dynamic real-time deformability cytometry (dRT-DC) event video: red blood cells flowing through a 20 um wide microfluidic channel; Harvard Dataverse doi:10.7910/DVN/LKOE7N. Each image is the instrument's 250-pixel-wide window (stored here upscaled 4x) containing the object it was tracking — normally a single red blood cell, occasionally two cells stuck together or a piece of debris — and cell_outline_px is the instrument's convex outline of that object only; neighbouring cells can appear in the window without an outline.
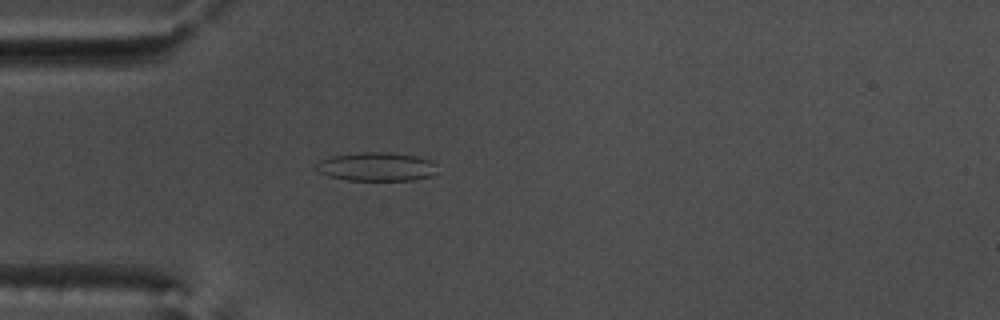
{"species": "common noctule bat (a hibernating species)", "species_latin": "Nyctalus noctula", "temperature_condition": "warm", "stored_images_in_passage": 52, "camera_frame_rate_fps": 3000, "um_per_image_px": 0.085, "animal": {"sex": "male", "body_mass_g": 17.5, "forearm_length_mm": 52.3}, "frame": {"image": 1, "passage_image": 14, "time_ms": 4.333, "image_size_px": [1000, 320], "cell_outline_px": [[436, 164], [432, 176], [412, 180], [344, 180], [328, 176], [316, 172], [316, 164], [320, 160], [332, 156], [360, 152], [388, 152], [416, 156], [432, 160]], "centroid_in_image_um": [31.97, 14.17], "position_along_channel_um": 53.0, "area_um2": 20.35}}
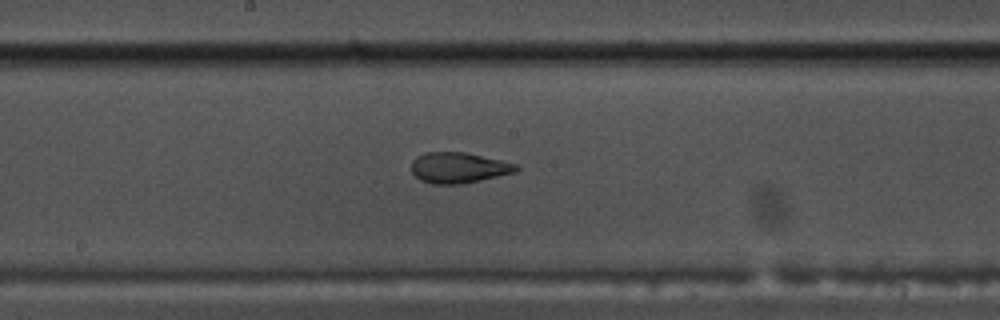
{"frame": {"image": 2, "passage_image": 27, "time_ms": 8.667, "image_size_px": [1000, 320], "cell_outline_px": [[520, 168], [516, 172], [480, 180], [460, 184], [432, 184], [420, 180], [412, 172], [412, 160], [416, 156], [424, 152], [464, 152], [500, 160], [516, 164]], "centroid_in_image_um": [38.95, 14.25], "position_along_channel_um": 209.2, "area_um2": 18.67}}
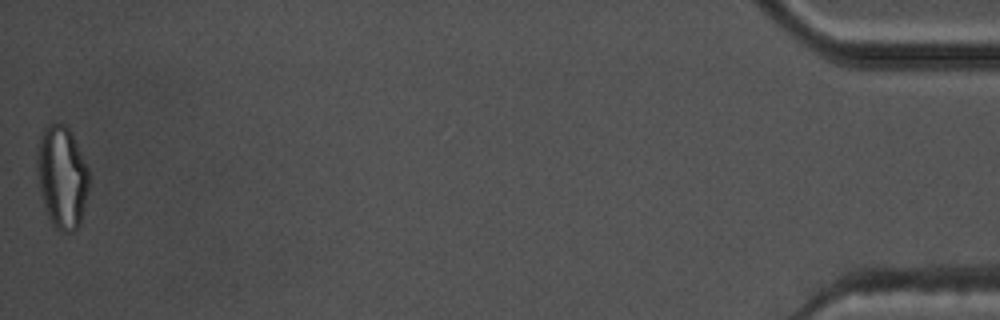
{"frame": {"image": 3, "passage_image": 52, "time_ms": 17.0, "image_size_px": [1000, 320], "cell_outline_px": [[88, 188], [80, 224], [72, 232], [60, 232], [52, 228], [44, 208], [36, 168], [36, 152], [44, 128], [48, 124], [68, 124], [72, 132], [88, 168]], "centroid_in_image_um": [5.25, 15.06], "position_along_channel_um": 429.9, "area_um2": 31.27}, "authors_computed_cell_mechanics": {"area_um2": 20.5768, "velocity_mm_per_s": 3.8001, "shape_relaxation_time_tau1_ms": null, "shape_relaxation_time_tau2_ms": 1.1841, "deformation_change_tau1": null, "deformation_change_tau2": 0.0763}}